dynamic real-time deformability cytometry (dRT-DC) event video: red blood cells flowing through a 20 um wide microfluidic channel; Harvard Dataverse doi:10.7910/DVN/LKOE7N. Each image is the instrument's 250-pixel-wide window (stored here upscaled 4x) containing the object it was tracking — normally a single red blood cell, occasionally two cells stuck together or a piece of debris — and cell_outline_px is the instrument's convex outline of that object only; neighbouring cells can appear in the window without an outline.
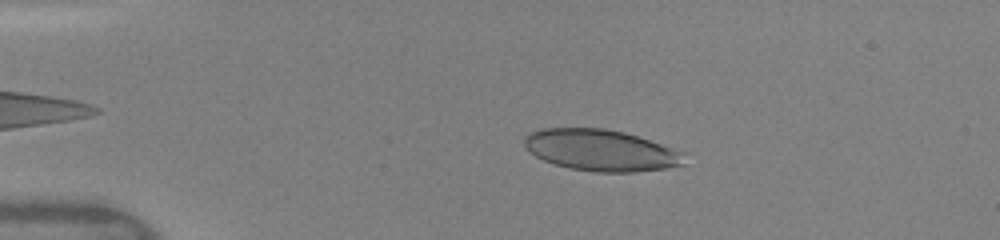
{"species": "human", "species_latin": "Homo sapiens", "temperature_condition": "warm", "stored_images_in_passage": 48, "camera_frame_rate_fps": 3000, "um_per_image_px": 0.085, "donor": {"sex": "female"}, "frame": {"image": 1, "passage_image": 9, "time_ms": 2.667, "image_size_px": [1000, 240], "cell_outline_px": [[684, 164], [664, 168], [636, 172], [596, 172], [568, 168], [544, 160], [536, 156], [524, 144], [524, 136], [540, 128], [604, 128], [624, 132], [684, 152]], "centroid_in_image_um": [51.06, 12.77], "position_along_channel_um": 33.9, "area_um2": 38.26}}
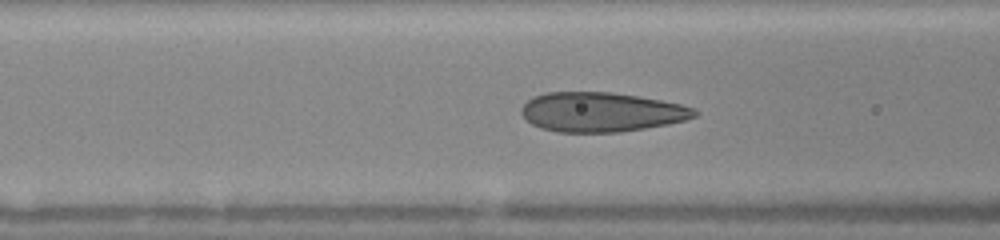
{"frame": {"image": 2, "passage_image": 19, "time_ms": 6.0, "image_size_px": [1000, 240], "cell_outline_px": [[700, 112], [696, 116], [684, 120], [668, 124], [620, 132], [556, 132], [540, 128], [532, 124], [520, 112], [520, 108], [532, 96], [548, 92], [608, 92], [636, 96], [660, 100], [680, 104], [696, 108]], "centroid_in_image_um": [51.1, 9.52], "position_along_channel_um": 115.5, "area_um2": 39.82}}
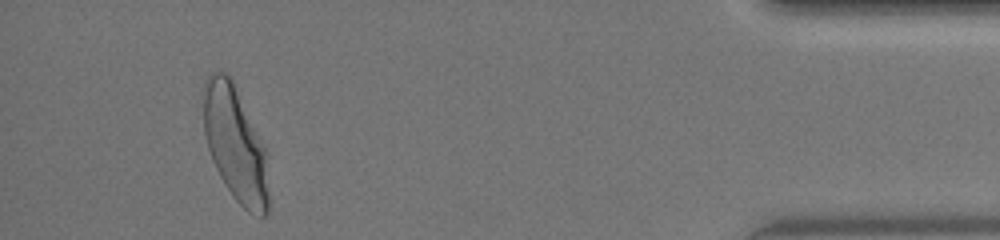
{"frame": {"image": 3, "passage_image": 45, "time_ms": 14.667, "image_size_px": [1000, 240], "cell_outline_px": [[268, 212], [264, 216], [260, 216], [248, 212], [232, 196], [224, 184], [212, 160], [204, 136], [200, 92], [204, 80], [208, 72], [224, 72], [232, 76], [264, 148], [268, 196]], "centroid_in_image_um": [19.91, 12.13], "position_along_channel_um": 415.3, "area_um2": 44.16}, "authors_computed_cell_mechanics": {"area_um2": 39.5352, "velocity_mm_per_s": 4.0852, "shape_relaxation_time_tau1_ms": 3.2461, "shape_relaxation_time_tau2_ms": null, "deformation_change_tau1": 0.1702, "deformation_change_tau2": null}}